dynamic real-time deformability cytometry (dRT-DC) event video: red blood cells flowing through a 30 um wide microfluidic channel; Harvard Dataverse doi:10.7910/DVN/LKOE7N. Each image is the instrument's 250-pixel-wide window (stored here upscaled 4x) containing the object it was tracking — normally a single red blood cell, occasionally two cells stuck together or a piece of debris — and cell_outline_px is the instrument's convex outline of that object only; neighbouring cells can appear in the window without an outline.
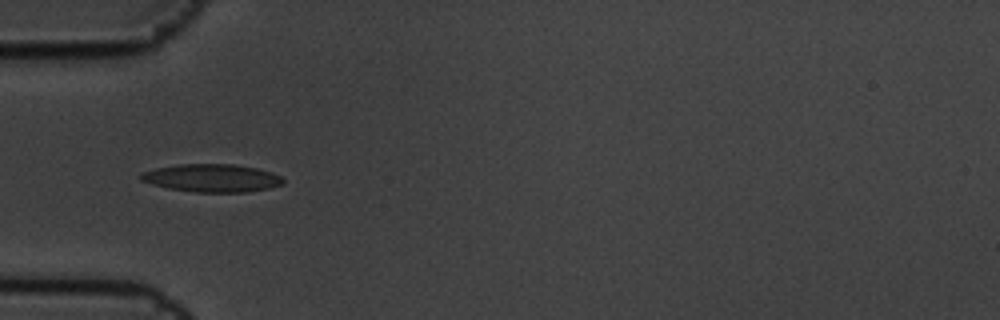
{"species": "common noctule bat (a hibernating species)", "species_latin": "Nyctalus noctula", "temperature_condition": "cold", "stored_images_in_passage": 9, "camera_frame_rate_fps": 3000, "um_per_image_px": 0.085, "animal": {"sex": "male", "body_mass_g": 19.5, "forearm_length_mm": 54.6}, "frame": {"image": 1, "passage_image": 6, "time_ms": 1.667, "image_size_px": [1000, 320], "cell_outline_px": [[284, 184], [272, 188], [248, 192], [196, 192], [168, 188], [152, 184], [140, 180], [140, 172], [156, 168], [176, 164], [236, 164], [256, 168], [272, 172], [280, 176], [284, 180]], "centroid_in_image_um": [18.03, 15.13], "position_along_channel_um": 67.0, "area_um2": 23.35}}
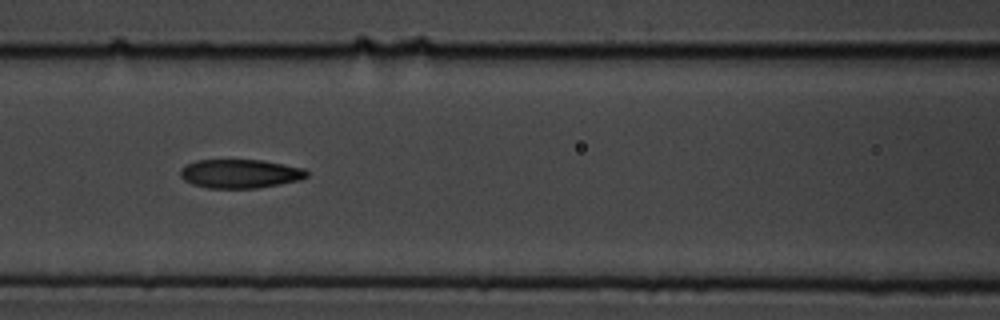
{"frame": {"image": 2, "passage_image": 8, "time_ms": 2.333, "image_size_px": [1000, 320], "cell_outline_px": [[308, 176], [300, 180], [280, 184], [256, 188], [208, 188], [192, 184], [184, 180], [180, 176], [180, 168], [196, 160], [264, 160], [304, 168], [308, 172]], "centroid_in_image_um": [20.41, 14.76], "position_along_channel_um": 146.2, "area_um2": 21.33}}
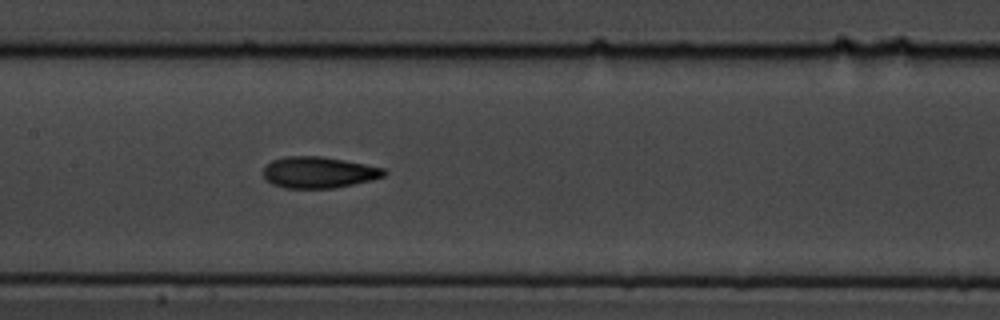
{"frame": {"image": 3, "passage_image": 9, "time_ms": 2.667, "image_size_px": [1000, 320], "cell_outline_px": [[388, 172], [384, 176], [372, 180], [332, 188], [284, 188], [272, 184], [264, 176], [264, 168], [272, 160], [284, 156], [320, 156], [344, 160], [384, 168]], "centroid_in_image_um": [27.09, 14.65], "position_along_channel_um": 180.3, "area_um2": 21.91}}